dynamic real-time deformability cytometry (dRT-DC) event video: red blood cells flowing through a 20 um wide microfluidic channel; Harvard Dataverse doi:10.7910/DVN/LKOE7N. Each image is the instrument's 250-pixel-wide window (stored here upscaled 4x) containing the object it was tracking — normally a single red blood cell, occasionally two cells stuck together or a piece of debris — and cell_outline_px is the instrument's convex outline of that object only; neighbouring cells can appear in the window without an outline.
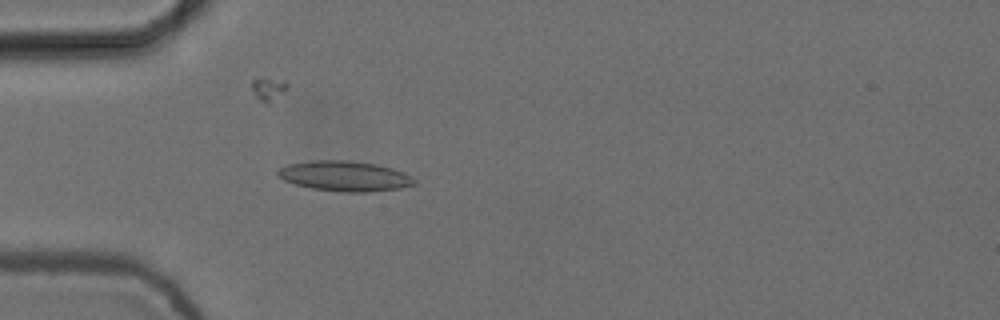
{"species": "common noctule bat (a hibernating species)", "species_latin": "Nyctalus noctula", "temperature_condition": "cold", "stored_images_in_passage": 3, "camera_frame_rate_fps": 3000, "um_per_image_px": 0.085, "animal": {"sex": "female", "body_mass_g": 24.6, "forearm_length_mm": 56.2}, "frame": {"image": 1, "passage_image": 3, "time_ms": 0.667, "image_size_px": [1000, 320], "cell_outline_px": [[416, 184], [400, 188], [368, 192], [344, 192], [312, 188], [296, 184], [284, 180], [276, 172], [280, 168], [288, 164], [316, 160], [348, 160], [376, 164], [392, 168], [404, 172], [416, 180]], "centroid_in_image_um": [29.33, 14.96], "position_along_channel_um": 55.7, "area_um2": 23.87}}